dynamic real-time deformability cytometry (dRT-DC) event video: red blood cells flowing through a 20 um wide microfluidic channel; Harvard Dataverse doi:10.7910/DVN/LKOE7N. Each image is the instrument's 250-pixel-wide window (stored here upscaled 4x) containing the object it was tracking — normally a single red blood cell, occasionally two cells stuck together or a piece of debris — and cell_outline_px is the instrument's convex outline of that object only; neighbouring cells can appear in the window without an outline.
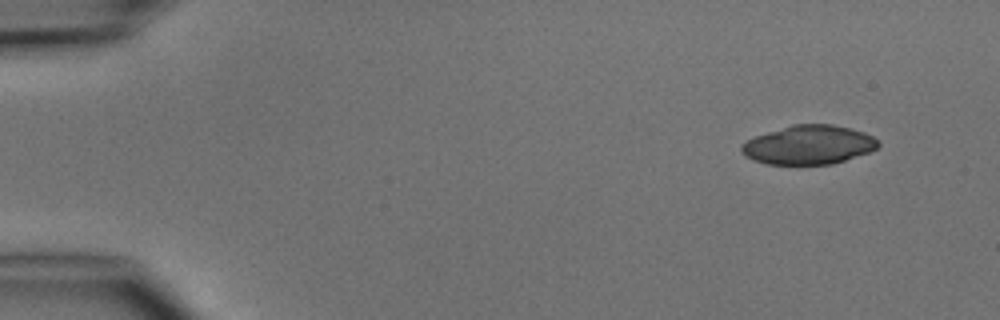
{"species": "common noctule bat (a hibernating species)", "species_latin": "Nyctalus noctula", "temperature_condition": "cold", "stored_images_in_passage": 3, "camera_frame_rate_fps": 3000, "um_per_image_px": 0.085, "animal": {"sex": "male", "body_mass_g": 15.6}, "frame": {"image": 1, "passage_image": 1, "time_ms": 0.0, "image_size_px": [1000, 320], "cell_outline_px": [[880, 144], [876, 148], [868, 152], [832, 164], [768, 164], [756, 160], [748, 156], [740, 148], [740, 144], [744, 140], [792, 124], [832, 124], [864, 132], [880, 140]], "centroid_in_image_um": [68.75, 12.3], "position_along_channel_um": 16.2, "area_um2": 30.75}}